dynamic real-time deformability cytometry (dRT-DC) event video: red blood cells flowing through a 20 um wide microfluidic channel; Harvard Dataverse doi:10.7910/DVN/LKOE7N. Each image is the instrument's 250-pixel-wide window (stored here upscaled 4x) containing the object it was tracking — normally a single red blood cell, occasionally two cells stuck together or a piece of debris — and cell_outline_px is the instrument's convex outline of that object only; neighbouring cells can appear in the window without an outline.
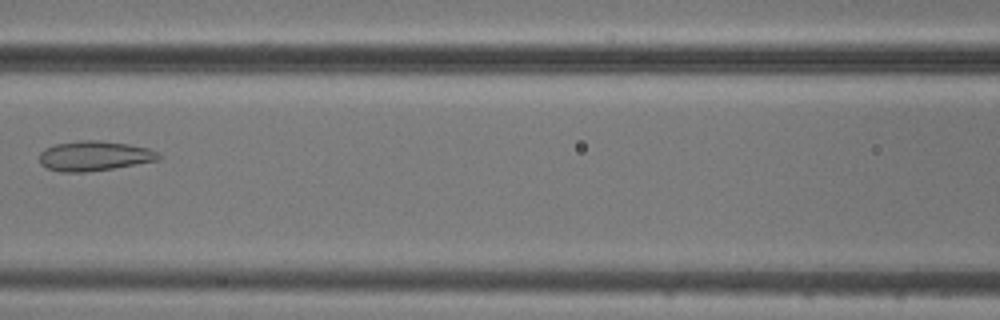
{"species": "common noctule bat (a hibernating species)", "species_latin": "Nyctalus noctula", "temperature_condition": "cold", "stored_images_in_passage": 3, "camera_frame_rate_fps": 3000, "um_per_image_px": 0.085, "animal": {"sex": "male", "body_mass_g": 20.5, "forearm_length_mm": 52.5}, "frame": {"image": 1, "passage_image": 3, "time_ms": 2.333, "image_size_px": [1000, 320], "cell_outline_px": [[160, 160], [112, 168], [84, 172], [60, 172], [48, 168], [40, 164], [40, 152], [44, 148], [56, 144], [80, 140], [100, 140], [128, 144], [148, 148], [160, 152]], "centroid_in_image_um": [8.02, 13.24], "position_along_channel_um": 158.6, "area_um2": 20.75}}